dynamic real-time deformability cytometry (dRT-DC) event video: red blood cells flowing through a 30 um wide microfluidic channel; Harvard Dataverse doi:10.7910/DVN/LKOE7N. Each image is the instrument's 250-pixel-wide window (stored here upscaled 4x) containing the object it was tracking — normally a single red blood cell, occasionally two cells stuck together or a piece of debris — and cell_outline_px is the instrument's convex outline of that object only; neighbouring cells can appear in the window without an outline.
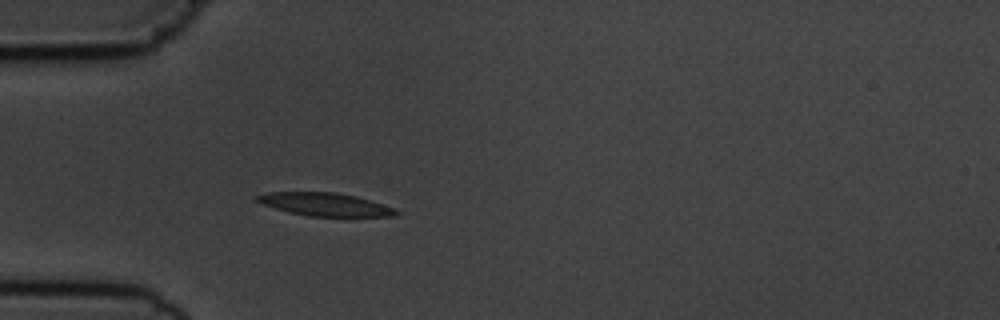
{"species": "common noctule bat (a hibernating species)", "species_latin": "Nyctalus noctula", "temperature_condition": "cold", "stored_images_in_passage": 4, "camera_frame_rate_fps": 3000, "um_per_image_px": 0.085, "animal": {"sex": "male", "body_mass_g": 19.5, "forearm_length_mm": 54.6}, "frame": {"image": 1, "passage_image": 4, "time_ms": 3.333, "image_size_px": [1000, 320], "cell_outline_px": [[400, 212], [396, 216], [308, 216], [288, 212], [252, 200], [252, 196], [268, 192], [336, 192], [356, 196], [396, 208]], "centroid_in_image_um": [27.6, 17.36], "position_along_channel_um": 57.4, "area_um2": 18.79}}